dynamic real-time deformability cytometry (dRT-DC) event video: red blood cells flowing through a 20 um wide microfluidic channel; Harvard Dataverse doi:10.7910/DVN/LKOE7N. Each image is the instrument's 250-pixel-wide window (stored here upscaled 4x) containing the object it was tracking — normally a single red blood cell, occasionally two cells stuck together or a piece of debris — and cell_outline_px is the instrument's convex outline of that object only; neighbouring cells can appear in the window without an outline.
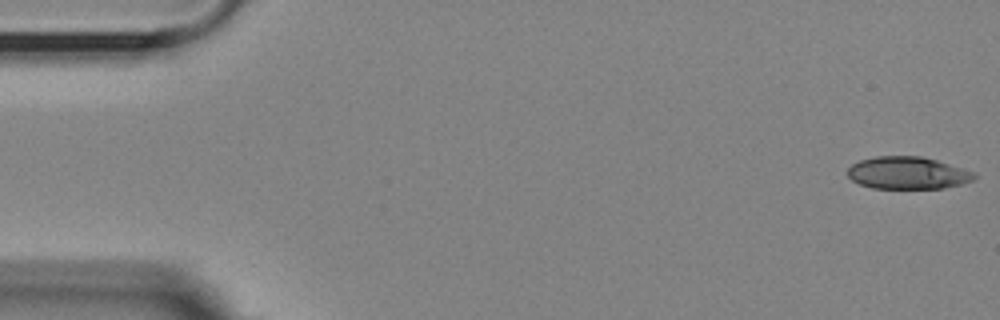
{"species": "Egyptian fruit bat (a non-hibernating species)", "species_latin": "Rousettus aegyptiacus", "temperature_condition": "room temperature", "stored_images_in_passage": 55, "camera_frame_rate_fps": 3000, "um_per_image_px": 0.085, "animal": {"sex": "female"}, "frame": {"image": 1, "passage_image": 1, "time_ms": 0.0, "image_size_px": [1000, 320], "cell_outline_px": [[976, 176], [972, 180], [960, 184], [944, 188], [872, 188], [860, 184], [852, 180], [848, 176], [848, 168], [852, 164], [860, 160], [876, 156], [920, 156], [936, 160], [964, 168], [972, 172]], "centroid_in_image_um": [77.13, 14.69], "position_along_channel_um": 7.9, "area_um2": 23.7}}
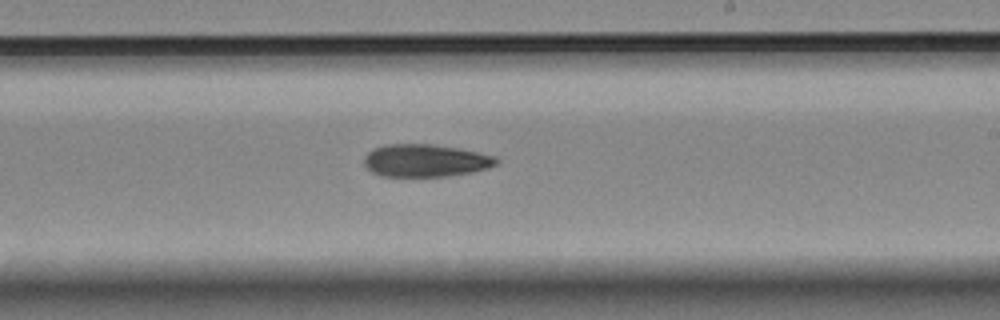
{"frame": {"image": 2, "passage_image": 32, "time_ms": 10.333, "image_size_px": [1000, 320], "cell_outline_px": [[500, 160], [496, 164], [488, 168], [472, 172], [448, 176], [380, 176], [372, 172], [364, 164], [364, 156], [372, 148], [384, 144], [432, 144], [460, 148], [496, 156]], "centroid_in_image_um": [36.16, 13.64], "position_along_channel_um": 252.8, "area_um2": 25.32}}
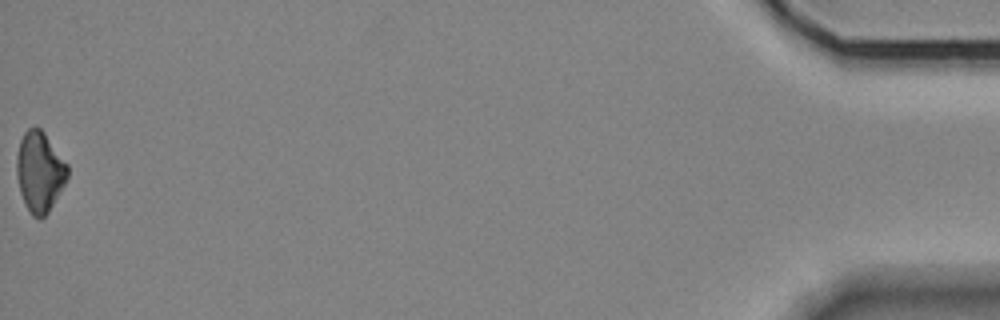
{"frame": {"image": 3, "passage_image": 55, "time_ms": 18.0, "image_size_px": [1000, 320], "cell_outline_px": [[68, 176], [64, 184], [48, 212], [40, 220], [32, 216], [20, 192], [16, 176], [16, 156], [20, 140], [24, 132], [28, 128], [40, 128], [44, 132], [68, 164]], "centroid_in_image_um": [3.36, 14.59], "position_along_channel_um": 431.8, "area_um2": 23.7}, "authors_computed_cell_mechanics": {"area_um2": 25.0852, "velocity_mm_per_s": 3.6104, "shape_relaxation_time_tau1_ms": 10.8255, "shape_relaxation_time_tau2_ms": null, "deformation_change_tau1": 0.191, "deformation_change_tau2": null}}